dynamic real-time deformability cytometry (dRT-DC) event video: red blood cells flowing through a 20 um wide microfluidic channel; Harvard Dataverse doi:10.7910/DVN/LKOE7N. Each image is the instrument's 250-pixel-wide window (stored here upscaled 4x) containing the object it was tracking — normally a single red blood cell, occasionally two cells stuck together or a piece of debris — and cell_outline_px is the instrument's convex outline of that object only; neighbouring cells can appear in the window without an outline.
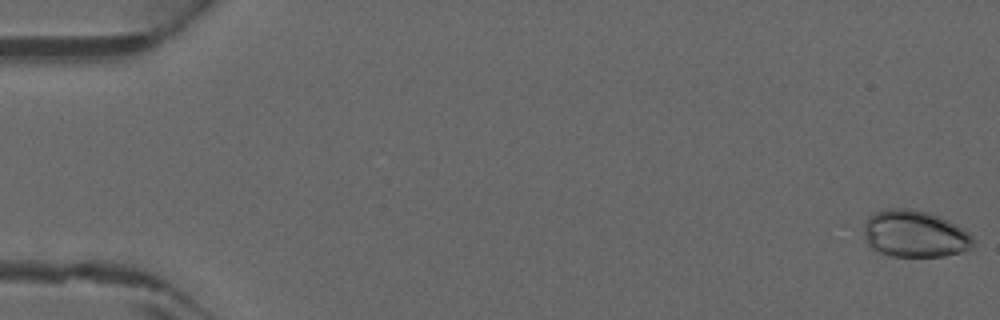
{"species": "common noctule bat (a hibernating species)", "species_latin": "Nyctalus noctula", "temperature_condition": "warm", "stored_images_in_passage": 24, "camera_frame_rate_fps": 3000, "um_per_image_px": 0.085, "animal": {"sex": "male", "forearm_length_mm": 52.5}, "frame": {"image": 1, "passage_image": 1, "time_ms": 0.0, "image_size_px": [1000, 320], "cell_outline_px": [[976, 244], [960, 252], [944, 256], [892, 256], [880, 252], [872, 248], [868, 244], [864, 236], [864, 224], [868, 216], [872, 212], [888, 208], [912, 208], [928, 212], [940, 216], [956, 224], [968, 232], [972, 236]], "centroid_in_image_um": [77.74, 19.86], "position_along_channel_um": 7.3, "area_um2": 30.11}}
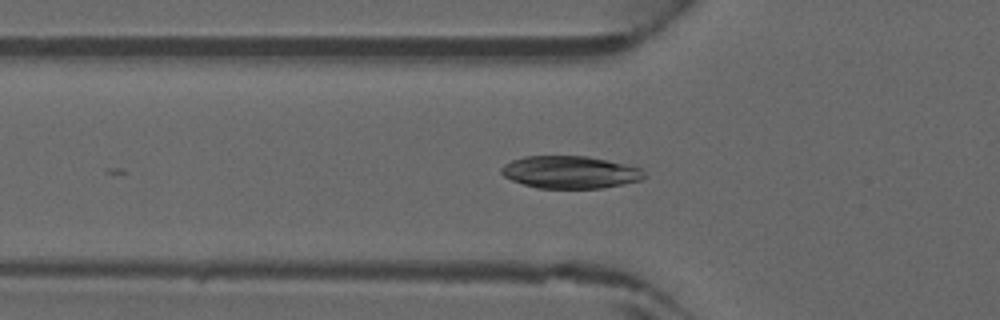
{"frame": {"image": 2, "passage_image": 16, "time_ms": 5.0, "image_size_px": [1000, 320], "cell_outline_px": [[648, 176], [640, 180], [600, 188], [536, 188], [512, 180], [504, 176], [500, 172], [500, 168], [504, 164], [512, 160], [524, 156], [588, 156], [608, 160], [640, 168]], "centroid_in_image_um": [48.43, 14.63], "position_along_channel_um": 77.4, "area_um2": 26.93}}